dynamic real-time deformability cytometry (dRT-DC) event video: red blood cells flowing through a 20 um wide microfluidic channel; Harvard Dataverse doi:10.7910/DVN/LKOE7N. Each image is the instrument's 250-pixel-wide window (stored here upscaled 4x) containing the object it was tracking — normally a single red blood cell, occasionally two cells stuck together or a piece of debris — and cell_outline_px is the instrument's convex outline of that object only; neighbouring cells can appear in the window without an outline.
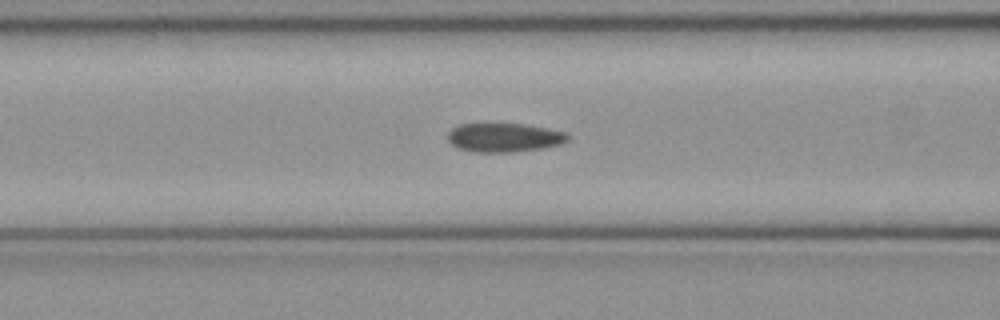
{"species": "common noctule bat (a hibernating species)", "species_latin": "Nyctalus noctula", "temperature_condition": "cold", "stored_images_in_passage": 35, "camera_frame_rate_fps": 3000, "um_per_image_px": 0.085, "animal": {"sex": "female", "body_mass_g": 21.9}, "frame": {"image": 1, "passage_image": 5, "time_ms": 1.333, "image_size_px": [1000, 320], "cell_outline_px": [[568, 140], [560, 144], [540, 148], [516, 152], [472, 152], [456, 148], [448, 140], [448, 132], [452, 128], [460, 124], [524, 124], [548, 128], [564, 132], [568, 136]], "centroid_in_image_um": [42.81, 11.69], "position_along_channel_um": 123.8, "area_um2": 20.17}}
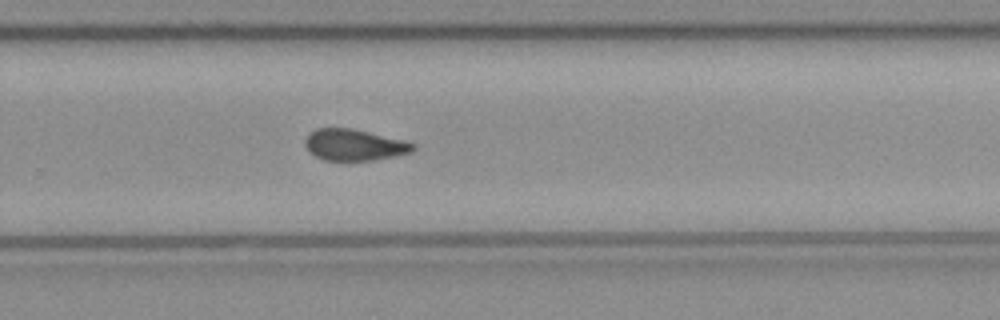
{"frame": {"image": 2, "passage_image": 18, "time_ms": 5.667, "image_size_px": [1000, 320], "cell_outline_px": [[416, 148], [412, 152], [372, 160], [324, 160], [308, 152], [304, 144], [304, 140], [316, 128], [352, 128], [404, 140], [416, 144]], "centroid_in_image_um": [30.11, 12.31], "position_along_channel_um": 299.7, "area_um2": 19.65}}
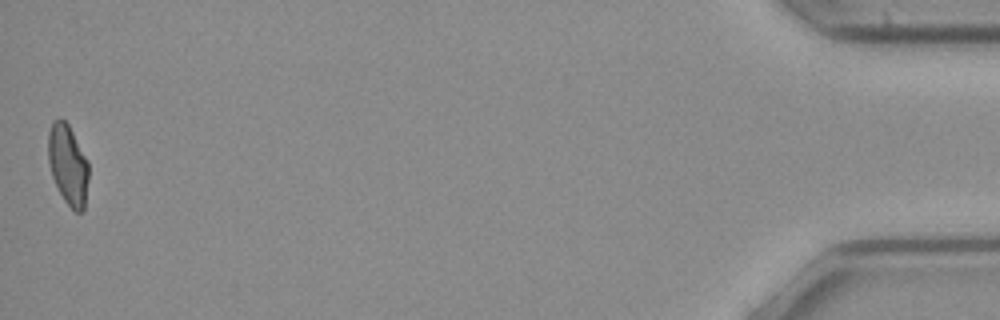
{"frame": {"image": 3, "passage_image": 35, "time_ms": 11.333, "image_size_px": [1000, 320], "cell_outline_px": [[88, 180], [84, 208], [80, 212], [76, 212], [64, 200], [52, 176], [48, 164], [48, 132], [52, 120], [60, 116], [68, 124], [88, 160]], "centroid_in_image_um": [5.76, 13.95], "position_along_channel_um": 429.4, "area_um2": 18.96}, "authors_computed_cell_mechanics": {"area_um2": 20.1144, "velocity_mm_per_s": 4.059, "shape_relaxation_time_tau1_ms": null, "shape_relaxation_time_tau2_ms": 2.6787, "deformation_change_tau1": null, "deformation_change_tau2": 0.0689}}